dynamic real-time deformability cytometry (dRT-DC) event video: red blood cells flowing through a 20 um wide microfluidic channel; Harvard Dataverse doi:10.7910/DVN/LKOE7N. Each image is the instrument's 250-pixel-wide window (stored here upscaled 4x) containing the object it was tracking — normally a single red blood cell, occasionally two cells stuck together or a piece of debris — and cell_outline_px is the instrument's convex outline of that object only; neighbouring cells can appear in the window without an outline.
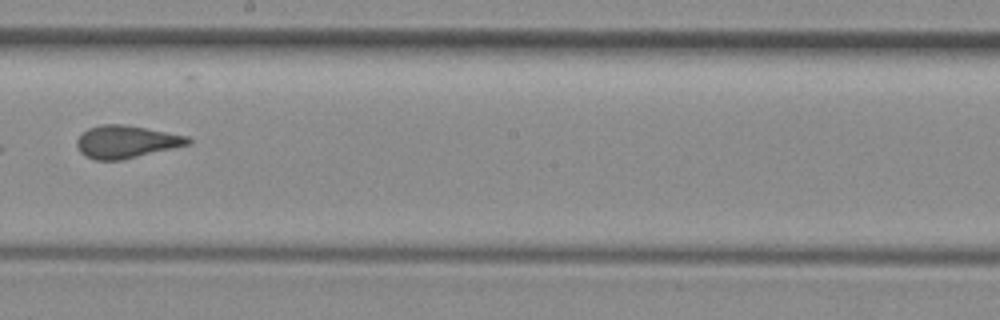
{"species": "common noctule bat (a hibernating species)", "species_latin": "Nyctalus noctula", "temperature_condition": "room temperature", "stored_images_in_passage": 9, "camera_frame_rate_fps": 3000, "um_per_image_px": 0.085, "animal": {"sex": "female", "body_mass_g": 29.2, "forearm_length_mm": 56.3}, "frame": {"image": 1, "passage_image": 9, "time_ms": 9.0, "image_size_px": [1000, 320], "cell_outline_px": [[192, 140], [188, 144], [120, 160], [96, 160], [80, 152], [76, 144], [76, 140], [88, 128], [100, 124], [124, 124], [188, 136]], "centroid_in_image_um": [10.69, 12.03], "position_along_channel_um": 237.5, "area_um2": 20.69}}